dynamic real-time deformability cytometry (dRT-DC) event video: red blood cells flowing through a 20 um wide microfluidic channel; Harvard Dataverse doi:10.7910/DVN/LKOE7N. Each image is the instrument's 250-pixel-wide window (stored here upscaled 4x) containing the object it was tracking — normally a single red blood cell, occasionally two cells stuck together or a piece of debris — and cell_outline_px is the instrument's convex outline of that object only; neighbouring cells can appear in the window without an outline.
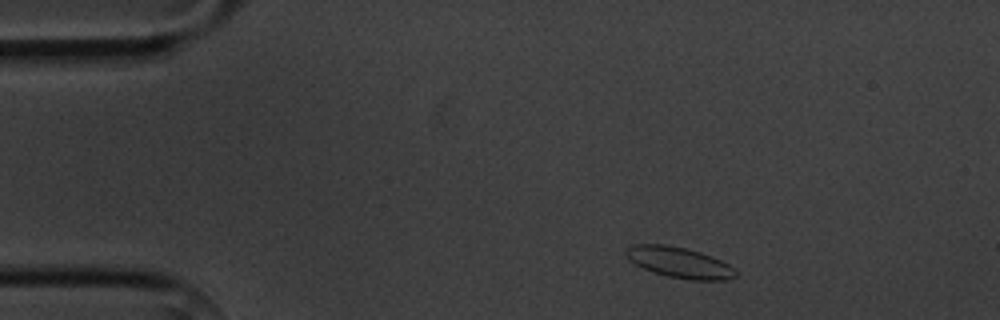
{"species": "common noctule bat (a hibernating species)", "species_latin": "Nyctalus noctula", "temperature_condition": "cold", "stored_images_in_passage": 3, "camera_frame_rate_fps": 3000, "um_per_image_px": 0.085, "animal": {"sex": "male", "body_mass_g": 20.1, "forearm_length_mm": 53.5}, "frame": {"image": 1, "passage_image": 2, "time_ms": 1.0, "image_size_px": [1000, 320], "cell_outline_px": [[736, 276], [728, 280], [692, 280], [668, 276], [652, 272], [628, 260], [624, 256], [624, 248], [632, 244], [664, 244], [684, 248], [700, 252], [712, 256], [736, 268]], "centroid_in_image_um": [57.71, 22.3], "position_along_channel_um": 27.3, "area_um2": 19.83}}